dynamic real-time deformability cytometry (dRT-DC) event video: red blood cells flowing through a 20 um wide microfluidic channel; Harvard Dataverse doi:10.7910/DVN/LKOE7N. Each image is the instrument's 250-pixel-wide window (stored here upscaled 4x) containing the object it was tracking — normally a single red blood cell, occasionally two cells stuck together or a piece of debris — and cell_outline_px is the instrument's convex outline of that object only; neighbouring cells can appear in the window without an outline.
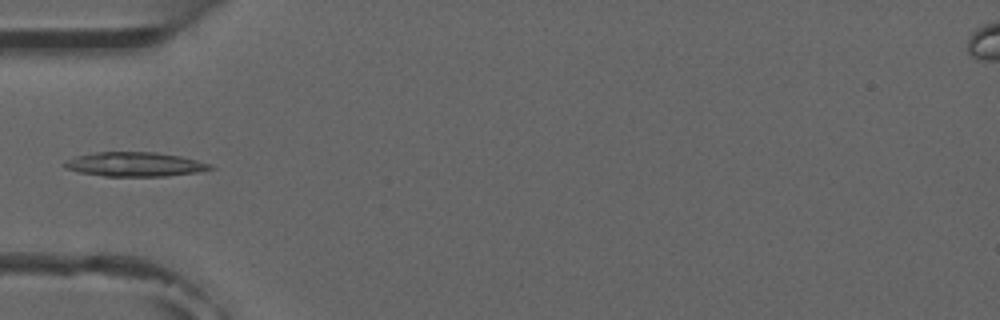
{"species": "common noctule bat (a hibernating species)", "species_latin": "Nyctalus noctula", "temperature_condition": "room temperature", "stored_images_in_passage": 4, "camera_frame_rate_fps": 3000, "um_per_image_px": 0.085, "animal": {"sex": "male", "forearm_length_mm": 52.5}, "frame": {"image": 1, "passage_image": 4, "time_ms": 3.667, "image_size_px": [1000, 320], "cell_outline_px": [[216, 168], [196, 172], [164, 176], [104, 176], [80, 172], [64, 168], [64, 160], [76, 156], [96, 152], [156, 152], [180, 156], [212, 164]], "centroid_in_image_um": [11.45, 13.96], "position_along_channel_um": 73.6, "area_um2": 20.58}}